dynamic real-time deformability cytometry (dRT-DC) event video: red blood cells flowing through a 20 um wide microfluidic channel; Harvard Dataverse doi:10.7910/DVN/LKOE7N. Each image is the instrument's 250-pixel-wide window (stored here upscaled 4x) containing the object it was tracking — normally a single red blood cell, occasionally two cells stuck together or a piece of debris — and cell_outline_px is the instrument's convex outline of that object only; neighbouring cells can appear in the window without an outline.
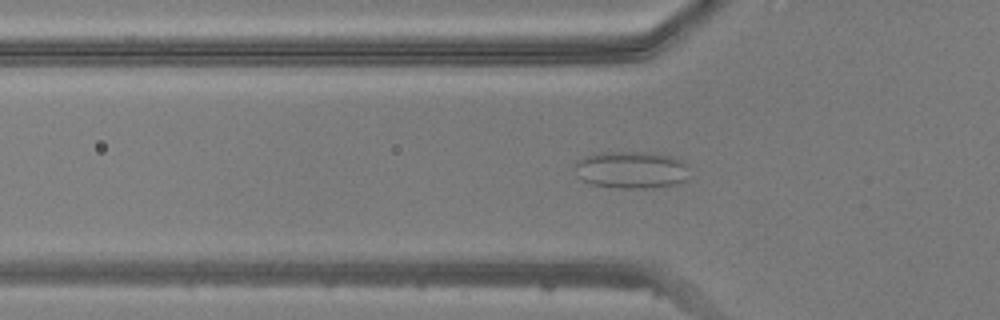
{"species": "common noctule bat (a hibernating species)", "species_latin": "Nyctalus noctula", "temperature_condition": "warm", "stored_images_in_passage": 49, "camera_frame_rate_fps": 3000, "um_per_image_px": 0.085, "animal": {"sex": "male", "body_mass_g": 20.5, "forearm_length_mm": 52.5}, "frame": {"image": 1, "passage_image": 16, "time_ms": 5.0, "image_size_px": [1000, 320], "cell_outline_px": [[688, 180], [676, 184], [652, 188], [616, 188], [592, 184], [576, 176], [576, 160], [592, 152], [656, 152], [672, 156], [684, 160]], "centroid_in_image_um": [53.66, 14.42], "position_along_channel_um": 72.1, "area_um2": 25.26}}
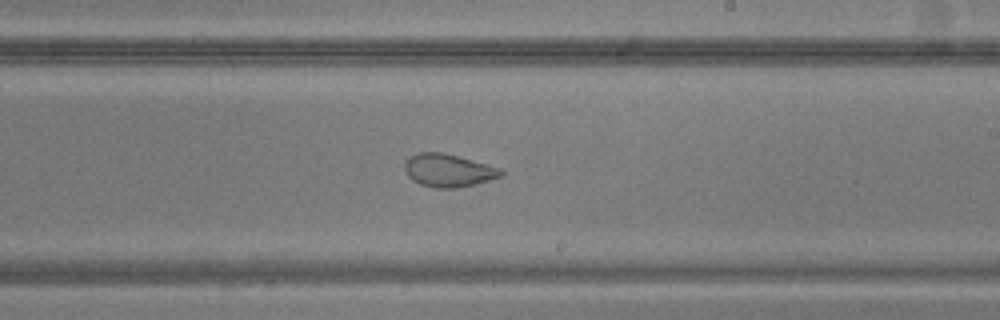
{"frame": {"image": 2, "passage_image": 29, "time_ms": 9.333, "image_size_px": [1000, 320], "cell_outline_px": [[504, 172], [500, 176], [488, 180], [456, 188], [436, 188], [420, 184], [412, 180], [408, 176], [404, 168], [404, 164], [412, 156], [420, 152], [440, 152], [456, 156], [500, 168]], "centroid_in_image_um": [38.07, 14.49], "position_along_channel_um": 250.9, "area_um2": 17.98}}
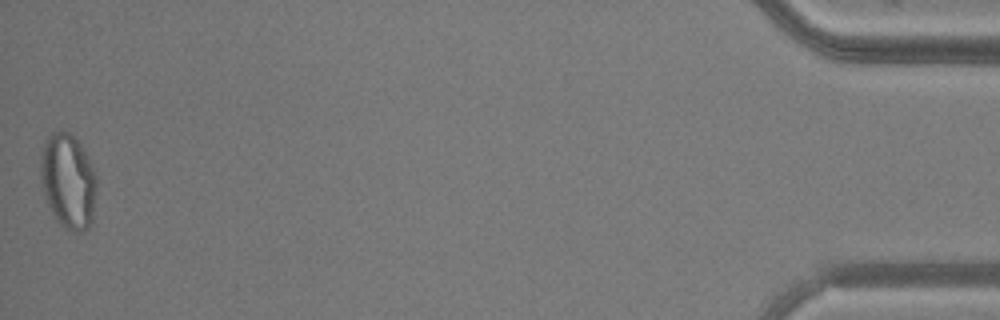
{"frame": {"image": 3, "passage_image": 49, "time_ms": 16.0, "image_size_px": [1000, 320], "cell_outline_px": [[96, 192], [92, 220], [80, 232], [72, 232], [60, 224], [56, 220], [48, 204], [44, 192], [40, 176], [40, 156], [44, 144], [48, 136], [52, 132], [68, 132], [80, 144], [96, 176]], "centroid_in_image_um": [5.77, 15.4], "position_along_channel_um": 429.4, "area_um2": 30.46}}